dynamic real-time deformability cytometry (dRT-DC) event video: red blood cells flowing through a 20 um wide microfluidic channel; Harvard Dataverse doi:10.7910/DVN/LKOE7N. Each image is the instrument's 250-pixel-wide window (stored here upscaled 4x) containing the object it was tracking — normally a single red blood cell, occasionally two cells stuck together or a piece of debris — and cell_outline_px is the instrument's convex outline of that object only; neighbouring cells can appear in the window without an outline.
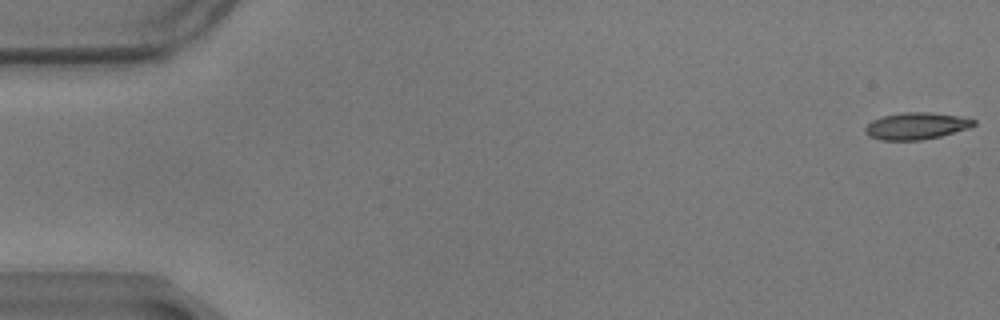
{"species": "common noctule bat (a hibernating species)", "species_latin": "Nyctalus noctula", "temperature_condition": "warm", "stored_images_in_passage": 14, "camera_frame_rate_fps": 3000, "um_per_image_px": 0.085, "animal": {"sex": "male", "body_mass_g": 17.9}, "frame": {"image": 1, "passage_image": 1, "time_ms": 0.0, "image_size_px": [1000, 320], "cell_outline_px": [[976, 124], [968, 128], [940, 136], [920, 140], [880, 140], [868, 136], [864, 132], [864, 128], [872, 120], [884, 116], [900, 112], [928, 112], [956, 116], [976, 120]], "centroid_in_image_um": [77.83, 10.71], "position_along_channel_um": 7.2, "area_um2": 16.88}}